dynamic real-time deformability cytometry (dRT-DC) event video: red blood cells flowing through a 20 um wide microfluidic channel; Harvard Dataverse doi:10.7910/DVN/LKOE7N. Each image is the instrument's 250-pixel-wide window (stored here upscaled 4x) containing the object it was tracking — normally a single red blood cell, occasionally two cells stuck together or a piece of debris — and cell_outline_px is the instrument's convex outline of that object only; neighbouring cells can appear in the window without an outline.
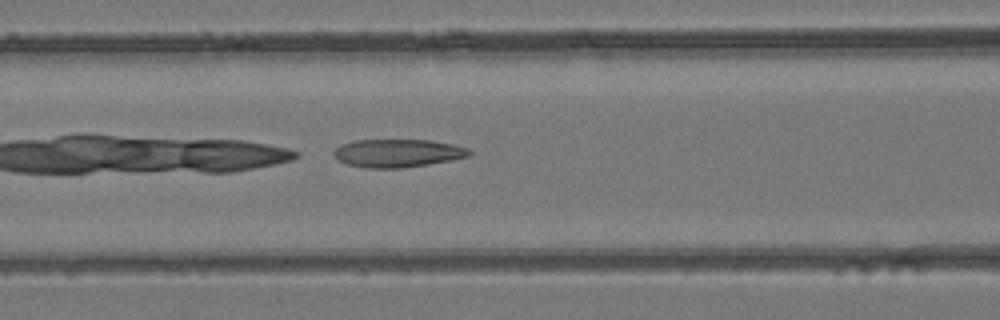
{"species": "common noctule bat (a hibernating species)", "species_latin": "Nyctalus noctula", "temperature_condition": "room temperature", "stored_images_in_passage": 30, "camera_frame_rate_fps": 3000, "um_per_image_px": 0.085, "animal": {"sex": "female", "body_mass_g": 24.6, "forearm_length_mm": 56.2}, "frame": {"image": 1, "passage_image": 5, "time_ms": 1.333, "image_size_px": [1000, 320], "cell_outline_px": [[472, 152], [468, 156], [452, 160], [428, 164], [400, 168], [368, 168], [348, 164], [340, 160], [332, 152], [336, 148], [344, 144], [356, 140], [432, 140], [452, 144], [468, 148]], "centroid_in_image_um": [33.84, 13.01], "position_along_channel_um": 132.8, "area_um2": 21.91}}
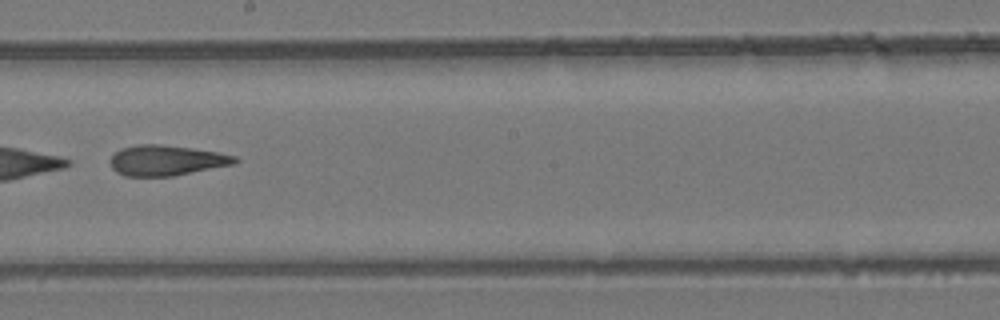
{"frame": {"image": 2, "passage_image": 12, "time_ms": 3.667, "image_size_px": [1000, 320], "cell_outline_px": [[240, 160], [232, 164], [172, 176], [124, 176], [116, 172], [112, 168], [108, 160], [120, 148], [136, 144], [160, 144], [216, 152], [236, 156]], "centroid_in_image_um": [14.07, 13.63], "position_along_channel_um": 234.1, "area_um2": 21.91}}
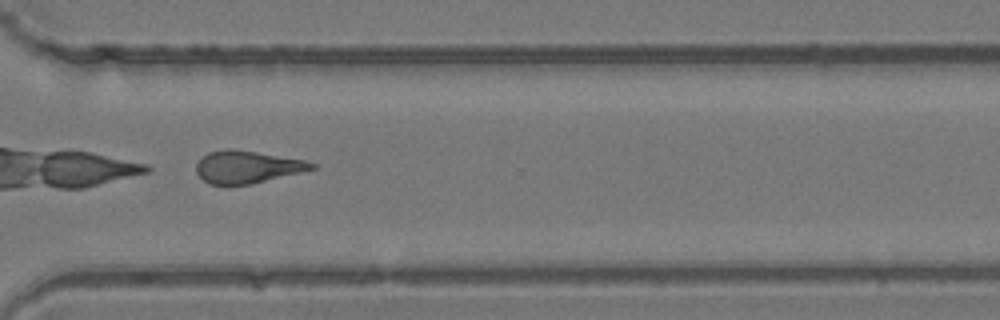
{"frame": {"image": 3, "passage_image": 20, "time_ms": 6.333, "image_size_px": [1000, 320], "cell_outline_px": [[316, 168], [248, 184], [208, 184], [196, 172], [196, 164], [208, 152], [228, 148], [232, 148], [304, 160], [316, 164]], "centroid_in_image_um": [20.97, 14.17], "position_along_channel_um": 349.6, "area_um2": 21.27}}